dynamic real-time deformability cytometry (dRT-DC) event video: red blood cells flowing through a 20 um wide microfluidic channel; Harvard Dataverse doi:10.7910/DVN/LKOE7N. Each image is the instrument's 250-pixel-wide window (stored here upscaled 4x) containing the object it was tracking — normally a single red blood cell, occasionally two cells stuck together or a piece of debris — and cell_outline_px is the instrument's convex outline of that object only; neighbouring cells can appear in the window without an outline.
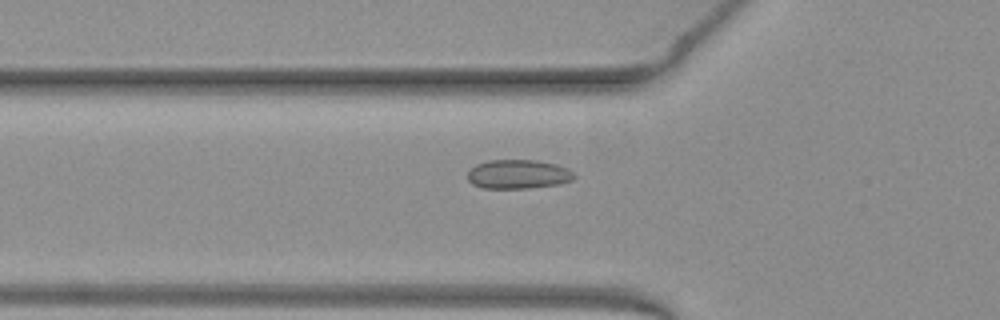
{"species": "common noctule bat (a hibernating species)", "species_latin": "Nyctalus noctula", "temperature_condition": "warm", "stored_images_in_passage": 38, "camera_frame_rate_fps": 3000, "um_per_image_px": 0.085, "animal": {"sex": "female", "body_mass_g": 19.3, "forearm_length_mm": 54.1}, "frame": {"image": 1, "passage_image": 7, "time_ms": 2.0, "image_size_px": [1000, 320], "cell_outline_px": [[576, 176], [572, 180], [560, 184], [528, 188], [480, 188], [472, 184], [468, 180], [468, 172], [476, 164], [488, 160], [536, 160], [556, 164], [568, 168]], "centroid_in_image_um": [44.04, 14.81], "position_along_channel_um": 81.8, "area_um2": 18.15}}
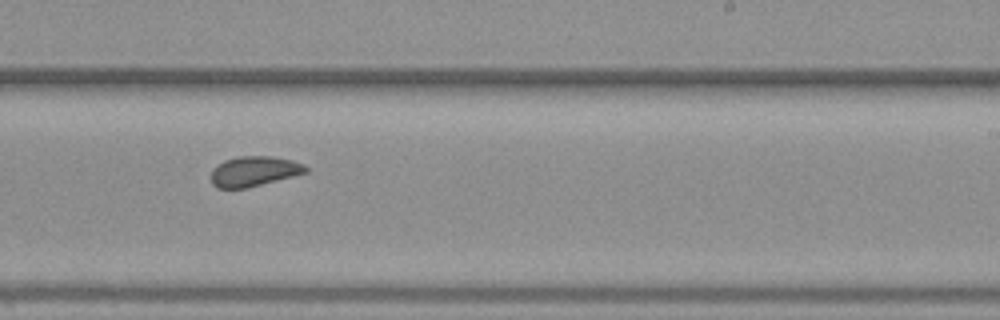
{"frame": {"image": 2, "passage_image": 21, "time_ms": 6.667, "image_size_px": [1000, 320], "cell_outline_px": [[308, 172], [248, 188], [216, 188], [212, 184], [212, 168], [224, 160], [236, 156], [272, 156], [292, 160], [304, 164], [308, 168]], "centroid_in_image_um": [21.59, 14.55], "position_along_channel_um": 267.4, "area_um2": 16.7}}
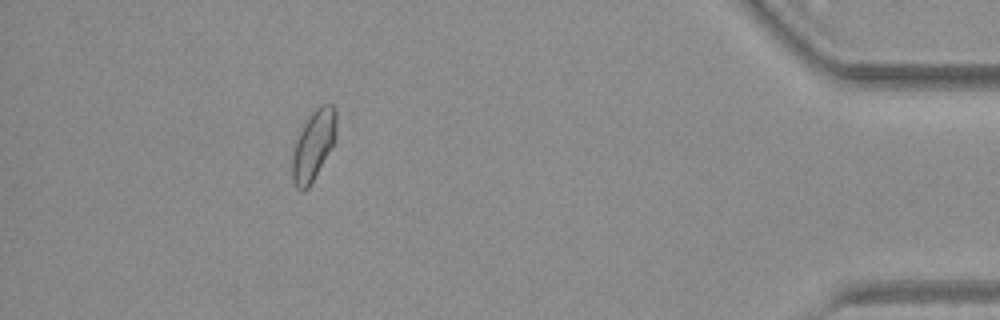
{"frame": {"image": 3, "passage_image": 36, "time_ms": 11.667, "image_size_px": [1000, 320], "cell_outline_px": [[336, 140], [308, 188], [296, 188], [292, 180], [292, 156], [296, 140], [308, 116], [320, 104], [332, 104], [336, 108]], "centroid_in_image_um": [26.66, 12.3], "position_along_channel_um": 408.5, "area_um2": 17.8}}